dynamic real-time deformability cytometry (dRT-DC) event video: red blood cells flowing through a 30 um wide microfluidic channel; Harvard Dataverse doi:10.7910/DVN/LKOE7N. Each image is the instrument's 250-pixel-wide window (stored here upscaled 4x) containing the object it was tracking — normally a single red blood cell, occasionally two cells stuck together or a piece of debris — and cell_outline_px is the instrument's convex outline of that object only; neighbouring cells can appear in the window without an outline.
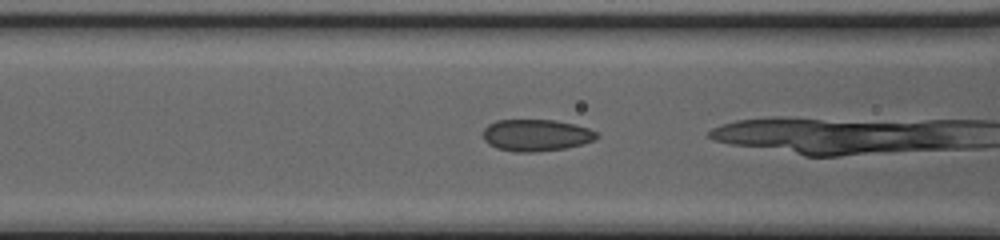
{"species": "common noctule bat (a hibernating species)", "species_latin": "Nyctalus noctula", "temperature_condition": "cold", "stored_images_in_passage": 21, "camera_frame_rate_fps": 3000, "um_per_image_px": 0.085, "animal": {"sex": "female", "body_mass_g": 20.0, "forearm_length_mm": 54.0}, "frame": {"image": 1, "passage_image": 20, "time_ms": 6.333, "image_size_px": [1000, 240], "cell_outline_px": [[600, 136], [596, 140], [564, 148], [532, 152], [516, 152], [496, 148], [488, 144], [484, 140], [484, 128], [488, 124], [496, 120], [556, 120], [576, 124], [588, 128], [596, 132]], "centroid_in_image_um": [45.57, 11.48], "position_along_channel_um": 121.0, "area_um2": 21.1}}